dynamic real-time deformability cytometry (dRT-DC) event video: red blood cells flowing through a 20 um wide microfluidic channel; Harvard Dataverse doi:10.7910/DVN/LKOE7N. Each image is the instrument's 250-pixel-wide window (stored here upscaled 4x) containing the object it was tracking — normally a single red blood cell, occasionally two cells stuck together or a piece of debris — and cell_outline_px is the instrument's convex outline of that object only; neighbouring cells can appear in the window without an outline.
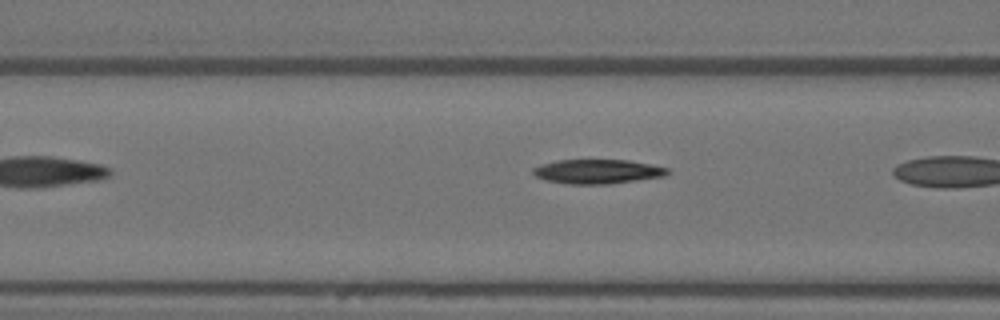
{"species": "Egyptian fruit bat (a non-hibernating species)", "species_latin": "Rousettus aegyptiacus", "temperature_condition": "warm", "stored_images_in_passage": 8, "camera_frame_rate_fps": 3000, "um_per_image_px": 0.085, "animal": {"sex": "female"}, "frame": {"image": 1, "passage_image": 6, "time_ms": 1.667, "image_size_px": [1000, 320], "cell_outline_px": [[672, 172], [664, 176], [608, 184], [568, 184], [544, 180], [536, 176], [532, 172], [532, 168], [540, 164], [556, 160], [628, 160], [668, 168]], "centroid_in_image_um": [50.75, 14.58], "position_along_channel_um": 115.8, "area_um2": 19.07}}